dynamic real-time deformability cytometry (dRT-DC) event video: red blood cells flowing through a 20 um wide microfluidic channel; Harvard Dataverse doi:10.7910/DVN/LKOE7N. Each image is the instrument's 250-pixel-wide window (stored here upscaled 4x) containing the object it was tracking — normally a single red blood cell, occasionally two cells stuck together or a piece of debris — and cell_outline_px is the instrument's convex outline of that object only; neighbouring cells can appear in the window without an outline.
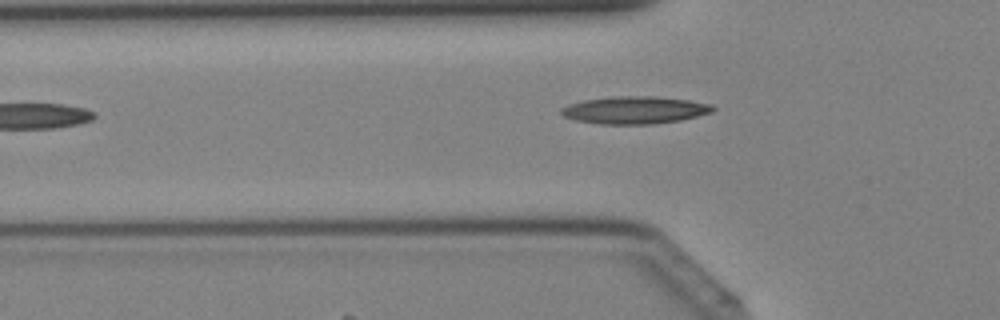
{"species": "Egyptian fruit bat (a non-hibernating species)", "species_latin": "Rousettus aegyptiacus", "temperature_condition": "cold", "stored_images_in_passage": 2, "camera_frame_rate_fps": 3000, "um_per_image_px": 0.085, "animal": {"sex": "female"}, "frame": {"image": 1, "passage_image": 2, "time_ms": 0.333, "image_size_px": [1000, 320], "cell_outline_px": [[716, 108], [712, 112], [680, 120], [652, 124], [600, 124], [576, 120], [564, 116], [560, 112], [560, 108], [568, 104], [584, 100], [612, 96], [652, 96], [688, 100], [712, 104]], "centroid_in_image_um": [53.94, 9.35], "position_along_channel_um": 71.9, "area_um2": 24.22}}